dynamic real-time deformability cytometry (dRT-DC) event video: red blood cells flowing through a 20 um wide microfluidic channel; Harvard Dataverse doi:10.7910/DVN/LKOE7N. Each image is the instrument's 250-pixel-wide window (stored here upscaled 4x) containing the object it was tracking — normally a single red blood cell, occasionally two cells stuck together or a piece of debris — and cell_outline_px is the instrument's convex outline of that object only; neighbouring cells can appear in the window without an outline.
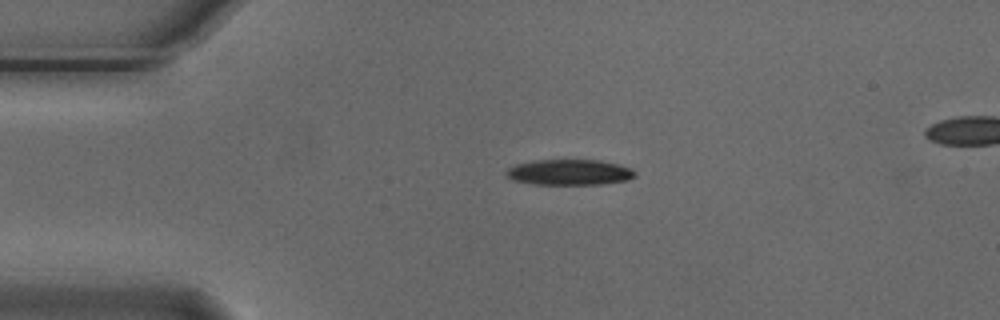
{"species": "Egyptian fruit bat (a non-hibernating species)", "species_latin": "Rousettus aegyptiacus", "temperature_condition": "cold", "stored_images_in_passage": 5, "segment_of_instrument_passage": [1, 2], "camera_frame_rate_fps": 3000, "um_per_image_px": 0.085, "animal": {"sex": "male"}, "frame": {"image": 1, "passage_image": 3, "time_ms": 0.667, "image_size_px": [1000, 320], "cell_outline_px": [[636, 176], [628, 180], [600, 184], [536, 184], [512, 180], [504, 172], [508, 168], [516, 164], [532, 160], [600, 160], [620, 164], [632, 168], [636, 172]], "centroid_in_image_um": [48.43, 14.63], "position_along_channel_um": 36.6, "area_um2": 19.36}}